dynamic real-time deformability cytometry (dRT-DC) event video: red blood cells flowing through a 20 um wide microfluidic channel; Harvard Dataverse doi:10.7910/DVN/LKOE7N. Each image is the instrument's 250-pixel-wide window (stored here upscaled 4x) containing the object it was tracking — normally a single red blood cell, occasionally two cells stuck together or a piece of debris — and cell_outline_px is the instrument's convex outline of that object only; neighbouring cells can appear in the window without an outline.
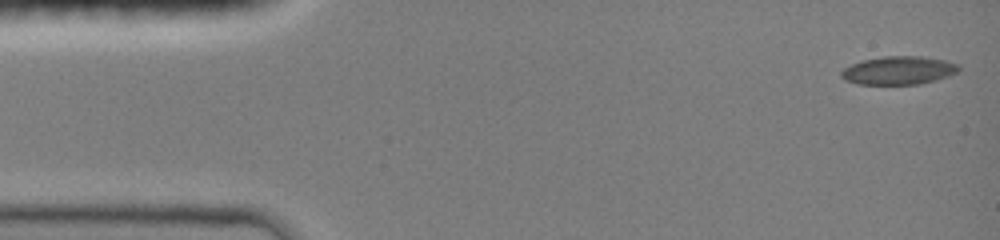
{"species": "common noctule bat (a hibernating species)", "species_latin": "Nyctalus noctula", "temperature_condition": "room temperature", "stored_images_in_passage": 47, "camera_frame_rate_fps": 3000, "um_per_image_px": 0.085, "animal": {"sex": "female", "body_mass_g": 19.0, "forearm_length_mm": 51.5}, "frame": {"image": 1, "passage_image": 1, "time_ms": 0.0, "image_size_px": [1000, 240], "cell_outline_px": [[960, 68], [956, 72], [948, 76], [936, 80], [920, 84], [856, 84], [844, 80], [840, 76], [840, 72], [844, 68], [852, 64], [864, 60], [884, 56], [920, 56], [944, 60], [960, 64]], "centroid_in_image_um": [76.37, 5.99], "position_along_channel_um": 8.6, "area_um2": 19.36}}
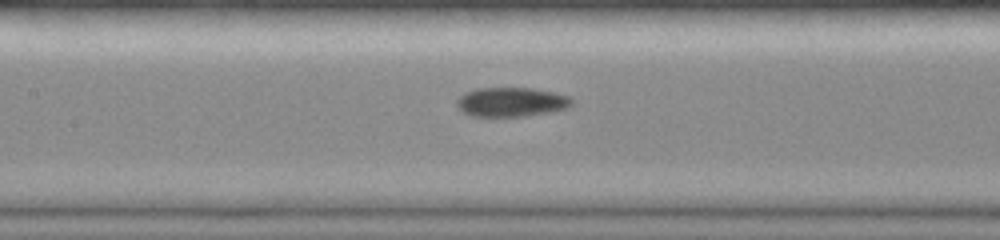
{"frame": {"image": 2, "passage_image": 21, "time_ms": 6.667, "image_size_px": [1000, 240], "cell_outline_px": [[572, 104], [568, 108], [552, 112], [524, 116], [472, 116], [464, 112], [456, 104], [456, 100], [464, 92], [476, 88], [532, 88], [556, 92], [572, 96]], "centroid_in_image_um": [43.5, 8.66], "position_along_channel_um": 163.9, "area_um2": 19.83}}
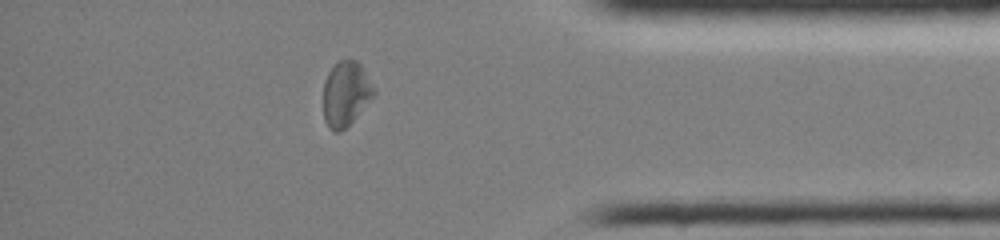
{"frame": {"image": 3, "passage_image": 40, "time_ms": 13.0, "image_size_px": [1000, 240], "cell_outline_px": [[376, 92], [352, 120], [340, 132], [332, 132], [328, 128], [324, 120], [324, 80], [328, 72], [340, 60], [356, 60], [360, 64], [376, 88]], "centroid_in_image_um": [29.38, 7.96], "position_along_channel_um": 405.8, "area_um2": 18.84}, "authors_computed_cell_mechanics": {"area_um2": 19.363, "velocity_mm_per_s": 4.0424, "shape_relaxation_time_tau1_ms": null, "shape_relaxation_time_tau2_ms": 4.5974, "deformation_change_tau1": null, "deformation_change_tau2": 0.0908}}